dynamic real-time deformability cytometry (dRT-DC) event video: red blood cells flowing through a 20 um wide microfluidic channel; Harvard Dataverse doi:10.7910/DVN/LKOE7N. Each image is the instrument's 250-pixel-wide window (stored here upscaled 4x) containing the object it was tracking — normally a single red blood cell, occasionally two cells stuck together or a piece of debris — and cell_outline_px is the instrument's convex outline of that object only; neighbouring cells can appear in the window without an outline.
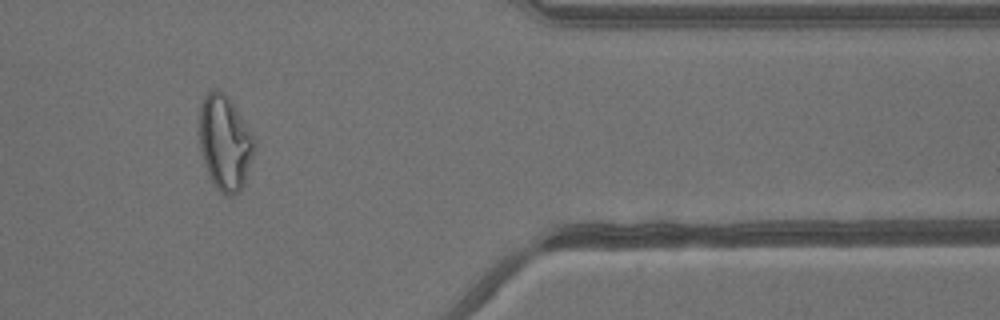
{"species": "common noctule bat (a hibernating species)", "species_latin": "Nyctalus noctula", "temperature_condition": "warm", "stored_images_in_passage": 40, "camera_frame_rate_fps": 3000, "um_per_image_px": 0.085, "animal": {"sex": "male", "body_mass_g": 13.3}, "frame": {"image": 1, "passage_image": 34, "time_ms": 11.0, "image_size_px": [1000, 320], "cell_outline_px": [[256, 144], [244, 184], [240, 192], [232, 196], [228, 196], [220, 192], [212, 180], [204, 164], [200, 148], [200, 108], [204, 96], [212, 88], [216, 88], [228, 96], [236, 108], [252, 136]], "centroid_in_image_um": [19.11, 12.13], "position_along_channel_um": 392.3, "area_um2": 30.11}}